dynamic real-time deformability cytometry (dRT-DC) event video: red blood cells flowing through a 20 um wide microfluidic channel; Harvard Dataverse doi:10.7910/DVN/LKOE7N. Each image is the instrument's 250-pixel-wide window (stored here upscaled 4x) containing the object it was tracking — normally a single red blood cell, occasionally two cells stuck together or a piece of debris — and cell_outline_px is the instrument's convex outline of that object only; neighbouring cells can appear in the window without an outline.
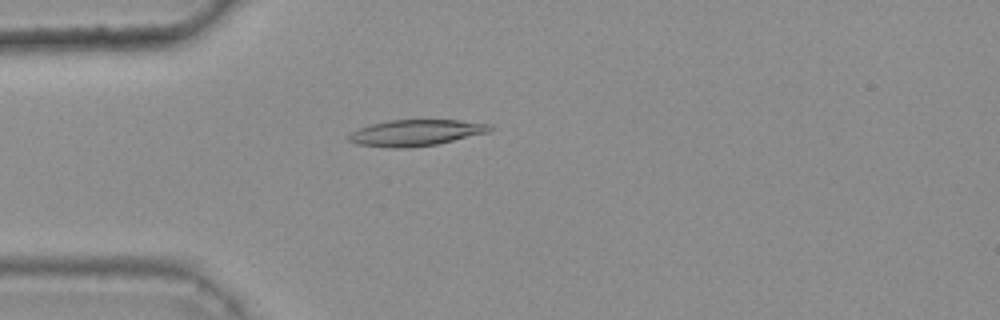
{"species": "common noctule bat (a hibernating species)", "species_latin": "Nyctalus noctula", "temperature_condition": "warm", "stored_images_in_passage": 47, "camera_frame_rate_fps": 3000, "um_per_image_px": 0.085, "animal": {"sex": "female", "body_mass_g": 25.1}, "frame": {"image": 1, "passage_image": 14, "time_ms": 4.333, "image_size_px": [1000, 320], "cell_outline_px": [[496, 128], [488, 132], [436, 144], [408, 148], [392, 148], [356, 144], [348, 140], [348, 136], [352, 132], [360, 128], [372, 124], [388, 120], [460, 120], [488, 124]], "centroid_in_image_um": [35.34, 11.28], "position_along_channel_um": 49.7, "area_um2": 21.39}}
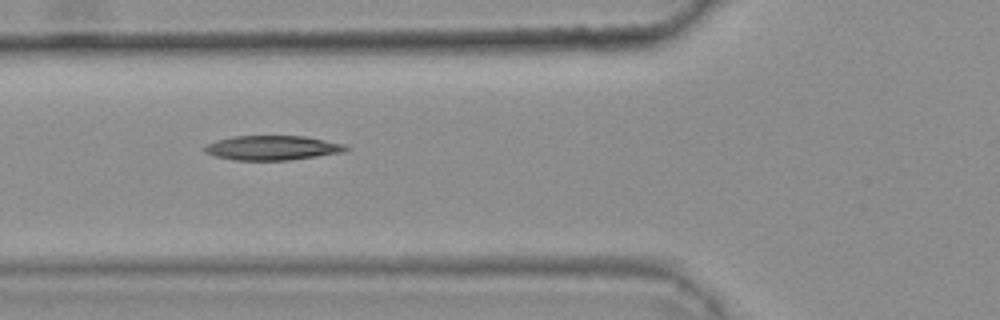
{"frame": {"image": 2, "passage_image": 19, "time_ms": 6.0, "image_size_px": [1000, 320], "cell_outline_px": [[348, 148], [344, 152], [288, 160], [236, 160], [216, 156], [204, 152], [204, 144], [216, 140], [232, 136], [304, 136], [344, 144]], "centroid_in_image_um": [23.09, 12.56], "position_along_channel_um": 102.7, "area_um2": 20.06}}
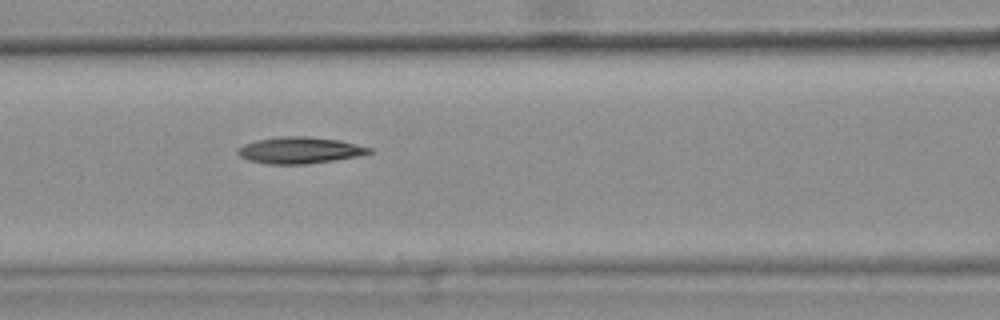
{"frame": {"image": 3, "passage_image": 22, "time_ms": 7.0, "image_size_px": [1000, 320], "cell_outline_px": [[376, 152], [356, 156], [308, 164], [268, 164], [248, 160], [240, 156], [236, 152], [236, 148], [244, 144], [256, 140], [276, 136], [308, 136], [340, 140], [372, 148]], "centroid_in_image_um": [25.45, 12.76], "position_along_channel_um": 141.1, "area_um2": 20.46}, "authors_computed_cell_mechanics": {"area_um2": 20.2878, "velocity_mm_per_s": 3.8187, "shape_relaxation_time_tau1_ms": null, "shape_relaxation_time_tau2_ms": 7.642, "deformation_change_tau1": null, "deformation_change_tau2": 0.179}}